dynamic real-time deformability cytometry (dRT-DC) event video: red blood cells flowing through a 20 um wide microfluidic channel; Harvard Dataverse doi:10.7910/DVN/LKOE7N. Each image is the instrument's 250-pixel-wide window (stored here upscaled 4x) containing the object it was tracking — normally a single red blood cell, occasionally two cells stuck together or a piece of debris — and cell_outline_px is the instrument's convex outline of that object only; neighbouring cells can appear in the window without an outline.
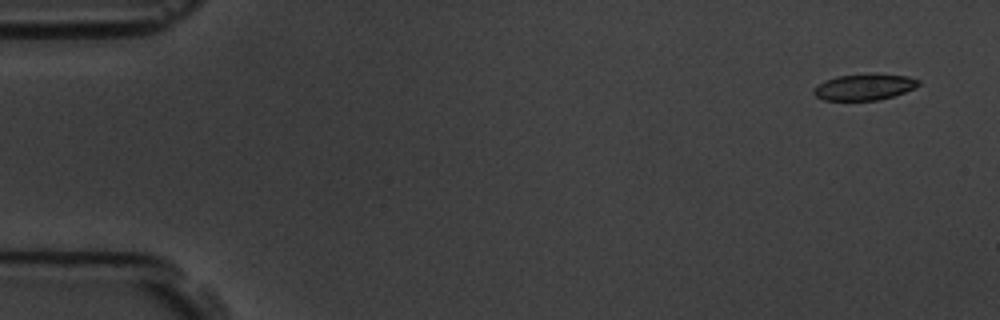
{"species": "common noctule bat (a hibernating species)", "species_latin": "Nyctalus noctula", "temperature_condition": "room temperature", "stored_images_in_passage": 3, "camera_frame_rate_fps": 3000, "um_per_image_px": 0.085, "animal": {"sex": "male", "body_mass_g": 19.5, "forearm_length_mm": 54.6}, "frame": {"image": 1, "passage_image": 1, "time_ms": 0.0, "image_size_px": [1000, 320], "cell_outline_px": [[920, 84], [916, 88], [892, 96], [876, 100], [824, 100], [816, 96], [812, 92], [812, 88], [824, 80], [836, 76], [872, 72], [908, 76], [920, 80]], "centroid_in_image_um": [73.46, 7.36], "position_along_channel_um": 11.5, "area_um2": 16.42}}